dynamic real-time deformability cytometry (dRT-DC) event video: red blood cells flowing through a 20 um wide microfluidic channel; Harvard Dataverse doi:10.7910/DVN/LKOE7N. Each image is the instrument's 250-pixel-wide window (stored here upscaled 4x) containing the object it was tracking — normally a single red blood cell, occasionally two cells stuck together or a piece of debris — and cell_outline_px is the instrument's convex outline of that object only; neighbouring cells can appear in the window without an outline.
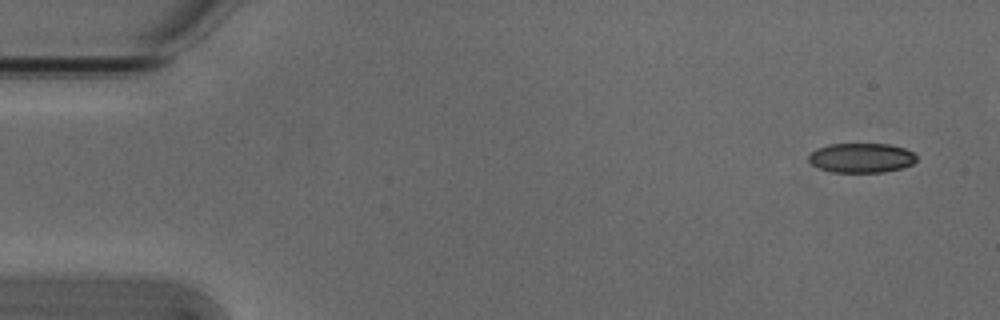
{"species": "Egyptian fruit bat (a non-hibernating species)", "species_latin": "Rousettus aegyptiacus", "temperature_condition": "cold", "stored_images_in_passage": 5, "camera_frame_rate_fps": 3000, "um_per_image_px": 0.085, "animal": {"sex": "male"}, "frame": {"image": 1, "passage_image": 1, "time_ms": 0.0, "image_size_px": [1000, 320], "cell_outline_px": [[916, 160], [912, 164], [904, 168], [884, 172], [832, 172], [820, 168], [812, 164], [808, 160], [808, 156], [816, 148], [828, 144], [888, 144], [904, 148], [912, 152], [916, 156]], "centroid_in_image_um": [73.21, 13.42], "position_along_channel_um": 11.8, "area_um2": 18.61}}
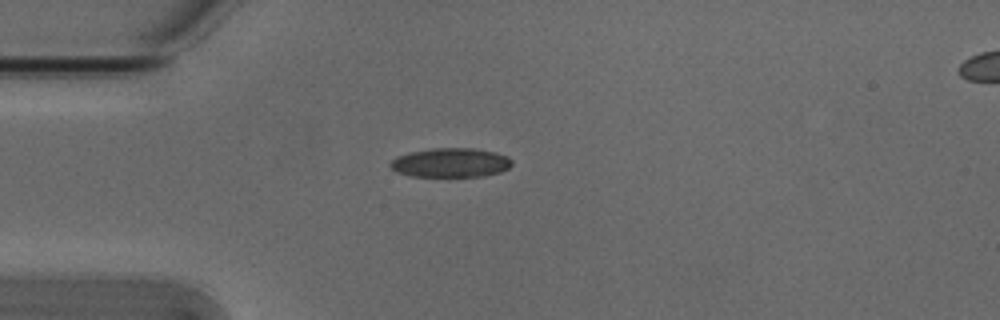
{"frame": {"image": 2, "passage_image": 4, "time_ms": 1.0, "image_size_px": [1000, 320], "cell_outline_px": [[512, 164], [508, 168], [500, 172], [484, 176], [408, 176], [396, 172], [388, 164], [396, 156], [412, 152], [432, 148], [472, 148], [496, 152], [508, 156], [512, 160]], "centroid_in_image_um": [38.3, 13.82], "position_along_channel_um": 46.7, "area_um2": 20.75}}